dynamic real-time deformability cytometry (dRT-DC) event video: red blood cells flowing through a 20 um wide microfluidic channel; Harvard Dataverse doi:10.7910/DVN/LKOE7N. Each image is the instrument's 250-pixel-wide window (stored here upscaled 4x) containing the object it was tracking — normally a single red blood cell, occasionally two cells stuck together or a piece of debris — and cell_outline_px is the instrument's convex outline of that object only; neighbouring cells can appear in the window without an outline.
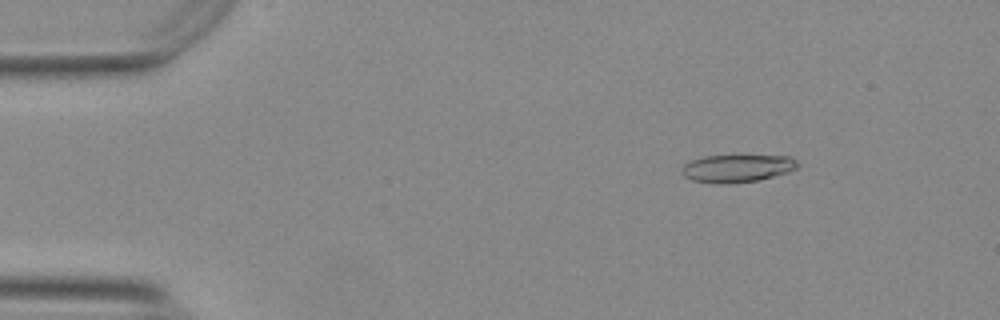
{"species": "Egyptian fruit bat (a non-hibernating species)", "species_latin": "Rousettus aegyptiacus", "temperature_condition": "warm", "stored_images_in_passage": 51, "camera_frame_rate_fps": 3000, "um_per_image_px": 0.085, "animal": {"sex": "female"}, "frame": {"image": 1, "passage_image": 4, "time_ms": 1.0, "image_size_px": [1000, 320], "cell_outline_px": [[800, 164], [796, 168], [788, 172], [756, 180], [728, 184], [716, 184], [692, 180], [684, 176], [680, 172], [680, 168], [684, 164], [692, 160], [704, 156], [788, 156], [796, 160]], "centroid_in_image_um": [62.61, 14.31], "position_along_channel_um": 22.4, "area_um2": 18.61}}
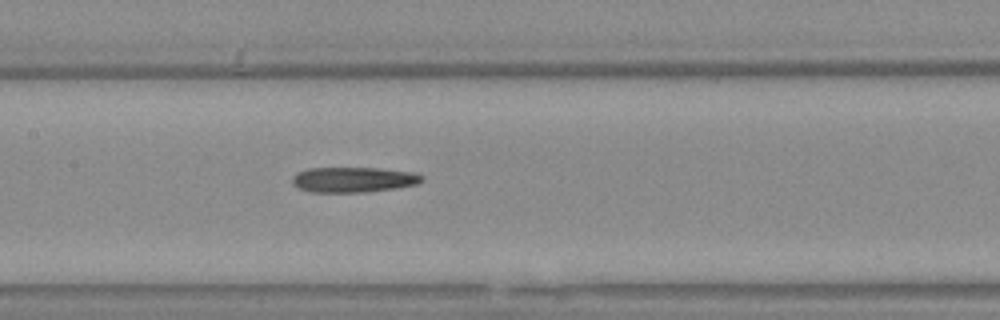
{"frame": {"image": 2, "passage_image": 23, "time_ms": 7.333, "image_size_px": [1000, 320], "cell_outline_px": [[424, 180], [416, 184], [396, 188], [364, 192], [312, 192], [300, 188], [292, 184], [292, 176], [296, 172], [308, 168], [380, 168], [416, 172], [424, 176]], "centroid_in_image_um": [30.06, 15.26], "position_along_channel_um": 177.3, "area_um2": 19.25}}
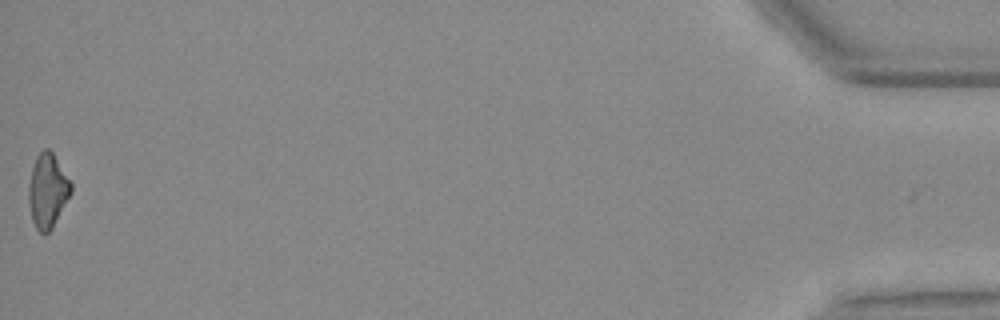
{"frame": {"image": 3, "passage_image": 51, "time_ms": 16.667, "image_size_px": [1000, 320], "cell_outline_px": [[72, 192], [52, 228], [44, 236], [36, 228], [32, 220], [28, 204], [28, 184], [32, 168], [36, 156], [44, 148], [48, 148], [52, 152], [72, 184]], "centroid_in_image_um": [4.03, 16.23], "position_along_channel_um": 431.2, "area_um2": 18.32}, "authors_computed_cell_mechanics": {"area_um2": 19.4208, "velocity_mm_per_s": 3.7812, "shape_relaxation_time_tau1_ms": null, "shape_relaxation_time_tau2_ms": 8.4364, "deformation_change_tau1": null, "deformation_change_tau2": 0.2516}}